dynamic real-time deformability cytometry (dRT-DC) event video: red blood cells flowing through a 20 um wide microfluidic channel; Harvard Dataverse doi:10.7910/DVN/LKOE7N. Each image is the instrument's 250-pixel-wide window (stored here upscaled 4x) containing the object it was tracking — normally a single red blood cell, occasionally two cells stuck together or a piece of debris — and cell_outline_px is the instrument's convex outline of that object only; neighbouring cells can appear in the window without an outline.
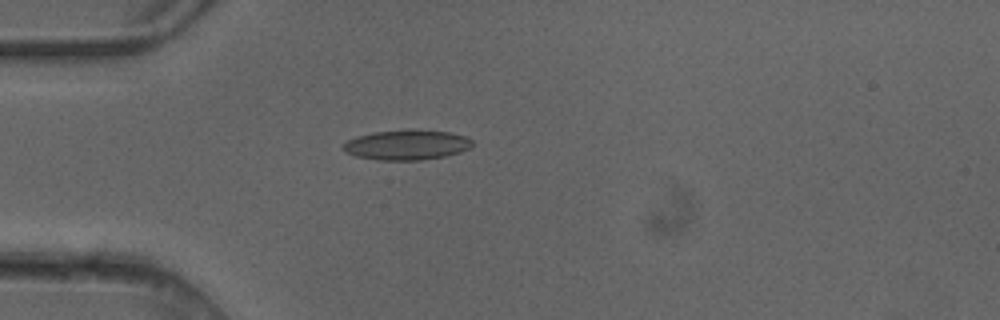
{"species": "common noctule bat (a hibernating species)", "species_latin": "Nyctalus noctula", "temperature_condition": "cold", "stored_images_in_passage": 4, "camera_frame_rate_fps": 3000, "um_per_image_px": 0.085, "animal": {"sex": "female"}, "frame": {"image": 1, "passage_image": 4, "time_ms": 1.0, "image_size_px": [1000, 320], "cell_outline_px": [[472, 144], [468, 148], [460, 152], [444, 156], [420, 160], [376, 160], [356, 156], [344, 152], [340, 148], [340, 144], [356, 136], [372, 132], [404, 128], [412, 128], [448, 132], [464, 136], [472, 140]], "centroid_in_image_um": [34.49, 12.29], "position_along_channel_um": 50.5, "area_um2": 23.06}}